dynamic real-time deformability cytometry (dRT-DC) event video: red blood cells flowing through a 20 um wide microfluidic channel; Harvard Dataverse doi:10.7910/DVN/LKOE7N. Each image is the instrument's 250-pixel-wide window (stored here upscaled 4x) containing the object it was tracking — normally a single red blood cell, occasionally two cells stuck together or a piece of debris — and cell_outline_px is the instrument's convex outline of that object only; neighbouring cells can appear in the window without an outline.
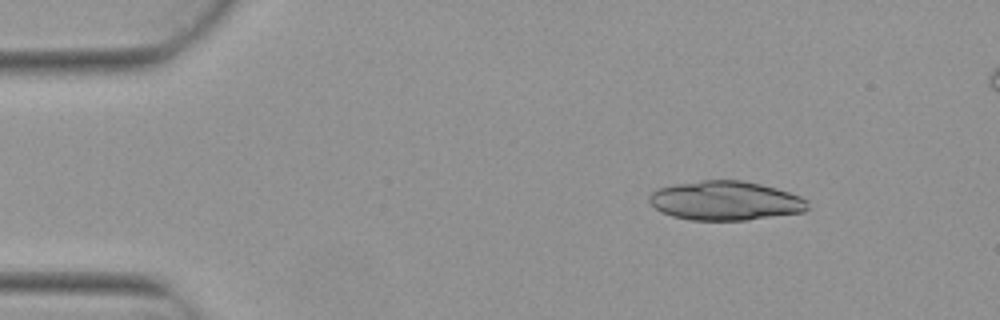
{"species": "Egyptian fruit bat (a non-hibernating species)", "species_latin": "Rousettus aegyptiacus", "temperature_condition": "warm", "stored_images_in_passage": 5, "camera_frame_rate_fps": 3000, "um_per_image_px": 0.085, "animal": {"sex": "female"}, "frame": {"image": 1, "passage_image": 2, "time_ms": 0.333, "image_size_px": [1000, 320], "cell_outline_px": [[808, 208], [804, 212], [748, 220], [692, 220], [672, 216], [660, 212], [648, 200], [648, 196], [656, 188], [676, 184], [704, 180], [740, 180], [760, 184], [776, 188], [800, 196], [808, 200]], "centroid_in_image_um": [61.66, 17.06], "position_along_channel_um": 23.3, "area_um2": 36.24}}